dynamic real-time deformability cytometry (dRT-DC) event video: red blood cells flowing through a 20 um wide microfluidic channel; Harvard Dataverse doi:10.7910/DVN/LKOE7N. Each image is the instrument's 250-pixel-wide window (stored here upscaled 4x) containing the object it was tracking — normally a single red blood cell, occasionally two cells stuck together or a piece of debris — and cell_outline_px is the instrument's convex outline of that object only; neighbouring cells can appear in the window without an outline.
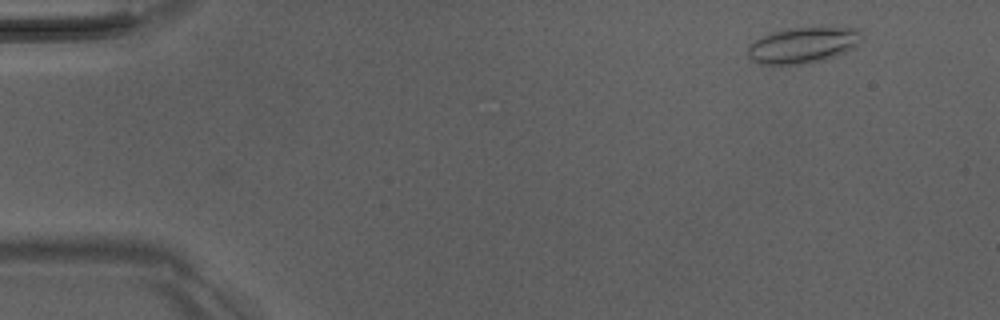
{"species": "Egyptian fruit bat (a non-hibernating species)", "species_latin": "Rousettus aegyptiacus", "temperature_condition": "room temperature", "stored_images_in_passage": 47, "camera_frame_rate_fps": 3000, "um_per_image_px": 0.085, "animal": {"sex": "male"}, "frame": {"image": 1, "passage_image": 1, "time_ms": 0.0, "image_size_px": [1000, 320], "cell_outline_px": [[864, 36], [852, 48], [836, 56], [824, 60], [800, 64], [760, 64], [752, 60], [748, 56], [748, 48], [756, 40], [772, 32], [788, 28], [856, 28]], "centroid_in_image_um": [68.25, 3.84], "position_along_channel_um": 16.7, "area_um2": 23.41}}
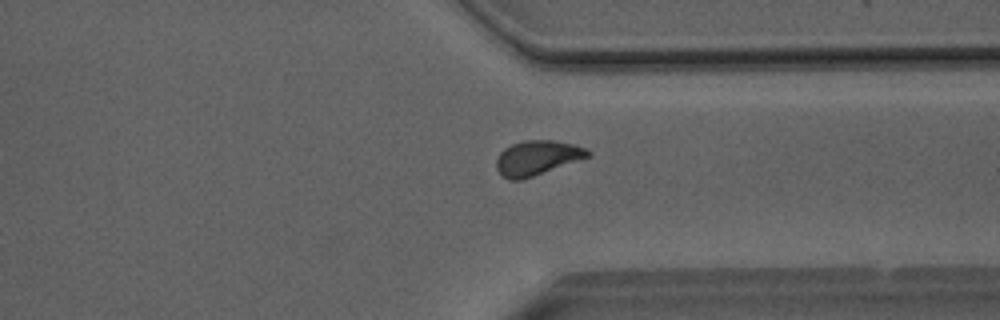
{"frame": {"image": 2, "passage_image": 35, "time_ms": 11.333, "image_size_px": [1000, 320], "cell_outline_px": [[592, 156], [520, 180], [508, 180], [500, 176], [496, 168], [496, 160], [500, 152], [504, 148], [512, 144], [524, 140], [552, 140], [572, 144], [584, 148], [592, 152]], "centroid_in_image_um": [45.63, 13.42], "position_along_channel_um": 365.8, "area_um2": 18.5}}
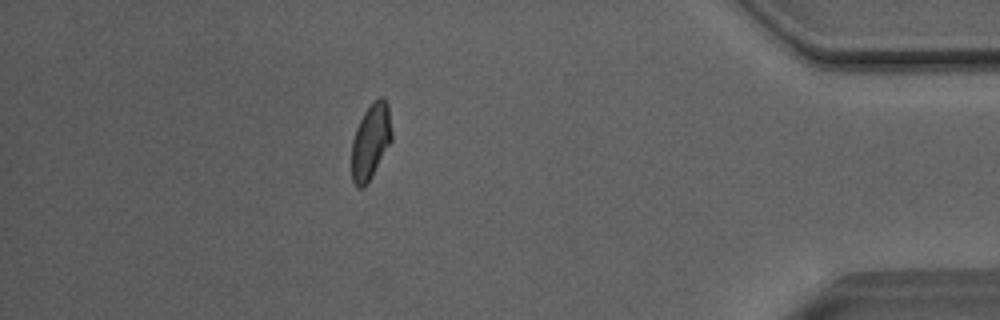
{"frame": {"image": 3, "passage_image": 41, "time_ms": 13.333, "image_size_px": [1000, 320], "cell_outline_px": [[392, 140], [364, 188], [356, 188], [352, 180], [352, 140], [356, 128], [364, 112], [372, 100], [380, 96], [384, 96], [388, 104], [392, 132]], "centroid_in_image_um": [31.51, 11.97], "position_along_channel_um": 403.7, "area_um2": 17.69}, "authors_computed_cell_mechanics": {"area_um2": 18.4382, "velocity_mm_per_s": 4.0681, "shape_relaxation_time_tau1_ms": 6.731, "shape_relaxation_time_tau2_ms": 1.6282, "deformation_change_tau1": 0.1337, "deformation_change_tau2": 0.0631}}